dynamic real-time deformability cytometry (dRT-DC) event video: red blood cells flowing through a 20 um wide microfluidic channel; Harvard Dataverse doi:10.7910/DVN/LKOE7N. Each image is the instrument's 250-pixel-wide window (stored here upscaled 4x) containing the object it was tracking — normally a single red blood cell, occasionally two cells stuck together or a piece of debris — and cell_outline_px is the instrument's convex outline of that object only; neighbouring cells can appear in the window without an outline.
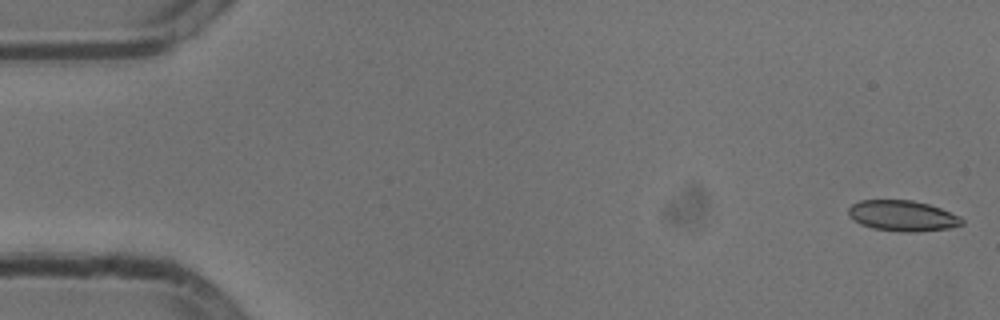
{"species": "common noctule bat (a hibernating species)", "species_latin": "Nyctalus noctula", "temperature_condition": "cold", "stored_images_in_passage": 39, "camera_frame_rate_fps": 3000, "um_per_image_px": 0.085, "animal": {"sex": "male", "body_mass_g": 13.3}, "frame": {"image": 1, "passage_image": 1, "time_ms": 0.0, "image_size_px": [1000, 320], "cell_outline_px": [[964, 224], [948, 228], [916, 232], [900, 232], [872, 228], [860, 224], [852, 220], [848, 216], [848, 208], [852, 204], [860, 200], [912, 200], [928, 204], [940, 208], [960, 216], [964, 220]], "centroid_in_image_um": [76.69, 18.34], "position_along_channel_um": 8.3, "area_um2": 20.46}}
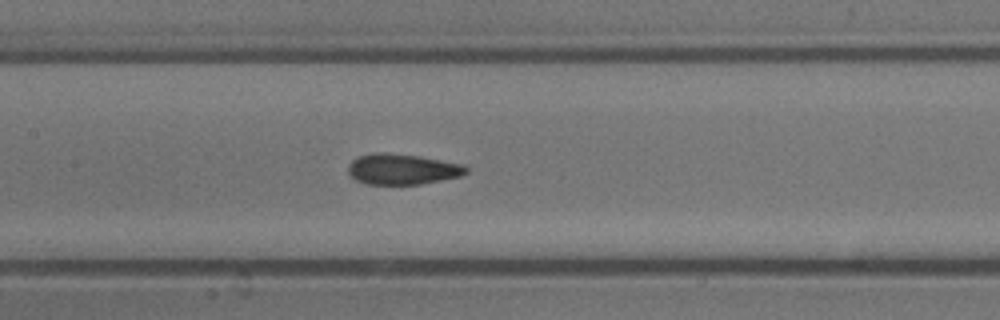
{"frame": {"image": 2, "passage_image": 25, "time_ms": 8.0, "image_size_px": [1000, 320], "cell_outline_px": [[468, 172], [460, 176], [420, 184], [364, 184], [356, 180], [348, 172], [348, 164], [356, 156], [372, 152], [380, 152], [420, 156], [464, 164], [468, 168]], "centroid_in_image_um": [34.17, 14.37], "position_along_channel_um": 173.2, "area_um2": 21.21}}
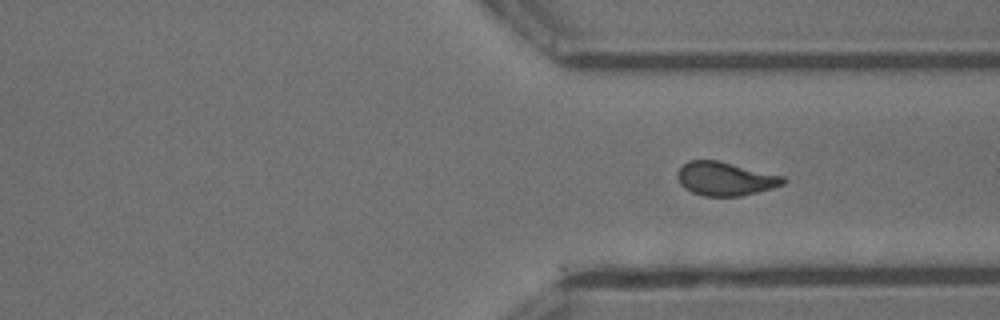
{"frame": {"image": 3, "passage_image": 39, "time_ms": 12.667, "image_size_px": [1000, 320], "cell_outline_px": [[788, 180], [784, 184], [772, 188], [740, 196], [704, 196], [692, 192], [684, 188], [680, 184], [676, 176], [676, 172], [688, 160], [716, 160], [784, 176]], "centroid_in_image_um": [61.63, 15.19], "position_along_channel_um": 349.8, "area_um2": 20.69}}